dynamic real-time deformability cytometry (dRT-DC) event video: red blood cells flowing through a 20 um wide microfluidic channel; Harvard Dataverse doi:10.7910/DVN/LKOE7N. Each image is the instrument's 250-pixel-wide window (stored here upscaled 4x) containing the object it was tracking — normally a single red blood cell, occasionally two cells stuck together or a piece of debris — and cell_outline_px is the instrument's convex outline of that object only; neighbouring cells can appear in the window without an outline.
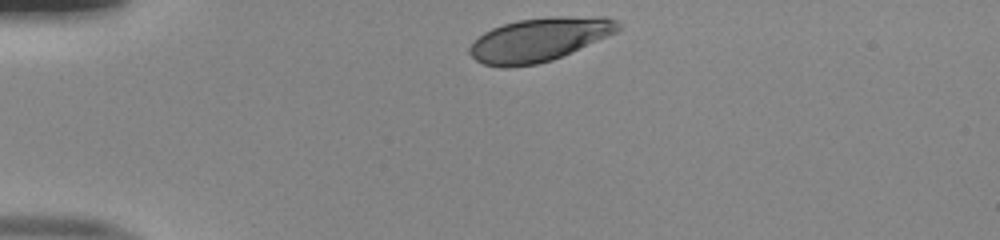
{"species": "human", "species_latin": "Homo sapiens", "temperature_condition": "room temperature", "stored_images_in_passage": 32, "camera_frame_rate_fps": 3000, "um_per_image_px": 0.085, "donor": {"sex": "male"}, "frame": {"image": 1, "passage_image": 1, "time_ms": 0.0, "image_size_px": [1000, 240], "cell_outline_px": [[624, 28], [616, 32], [552, 60], [536, 64], [508, 68], [504, 68], [484, 64], [476, 60], [468, 52], [468, 48], [484, 32], [492, 28], [504, 24], [520, 20], [552, 16], [604, 16], [616, 20]], "centroid_in_image_um": [45.85, 3.36], "position_along_channel_um": 39.2, "area_um2": 37.57}}
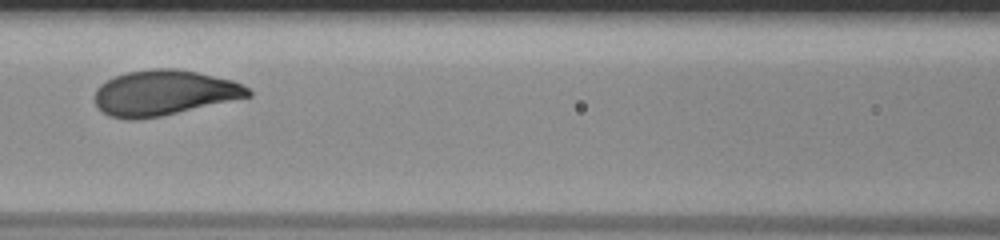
{"frame": {"image": 2, "passage_image": 13, "time_ms": 4.0, "image_size_px": [1000, 240], "cell_outline_px": [[252, 96], [160, 116], [136, 120], [128, 120], [108, 116], [96, 104], [96, 88], [100, 84], [116, 76], [128, 72], [152, 68], [176, 68], [196, 72], [232, 80], [248, 88], [252, 92]], "centroid_in_image_um": [13.93, 7.89], "position_along_channel_um": 152.7, "area_um2": 40.17}}
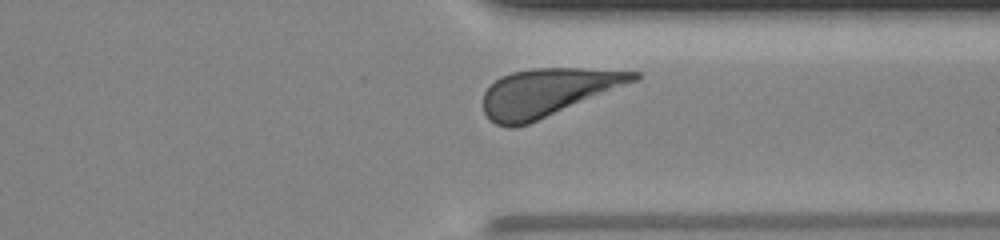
{"frame": {"image": 3, "passage_image": 29, "time_ms": 9.333, "image_size_px": [1000, 240], "cell_outline_px": [[640, 76], [636, 80], [528, 124], [512, 128], [508, 128], [496, 124], [484, 112], [484, 92], [500, 76], [512, 72], [536, 68], [584, 68], [640, 72]], "centroid_in_image_um": [46.5, 7.84], "position_along_channel_um": 364.9, "area_um2": 41.1}, "authors_computed_cell_mechanics": {"area_um2": 40.2288, "velocity_mm_per_s": 3.9809, "shape_relaxation_time_tau1_ms": 2.1395, "shape_relaxation_time_tau2_ms": null, "deformation_change_tau1": 0.1327, "deformation_change_tau2": null}}